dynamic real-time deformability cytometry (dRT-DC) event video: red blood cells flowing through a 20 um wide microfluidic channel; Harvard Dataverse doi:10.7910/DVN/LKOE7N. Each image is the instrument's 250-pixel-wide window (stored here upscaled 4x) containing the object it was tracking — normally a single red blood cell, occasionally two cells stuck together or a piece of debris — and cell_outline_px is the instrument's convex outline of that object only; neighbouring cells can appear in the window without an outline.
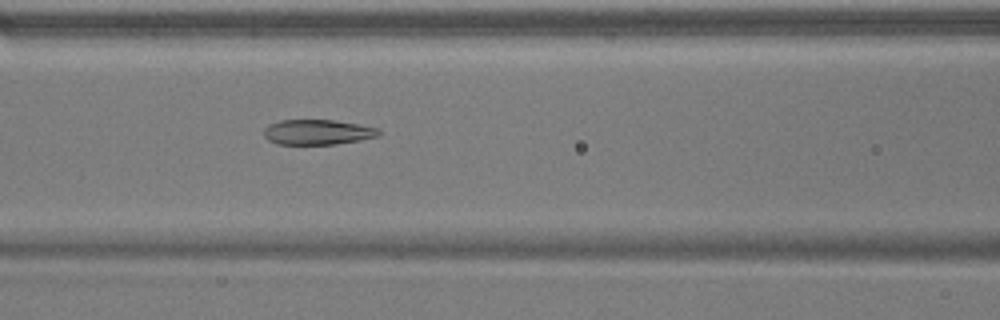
{"species": "common noctule bat (a hibernating species)", "species_latin": "Nyctalus noctula", "temperature_condition": "warm", "stored_images_in_passage": 53, "camera_frame_rate_fps": 3000, "um_per_image_px": 0.085, "animal": {"sex": "male", "body_mass_g": 17.9}, "frame": {"image": 1, "passage_image": 23, "time_ms": 7.333, "image_size_px": [1000, 320], "cell_outline_px": [[380, 132], [376, 136], [360, 140], [332, 144], [276, 144], [268, 140], [264, 136], [264, 128], [268, 124], [280, 120], [332, 120], [360, 124], [380, 128]], "centroid_in_image_um": [26.96, 11.22], "position_along_channel_um": 139.6, "area_um2": 16.82}}
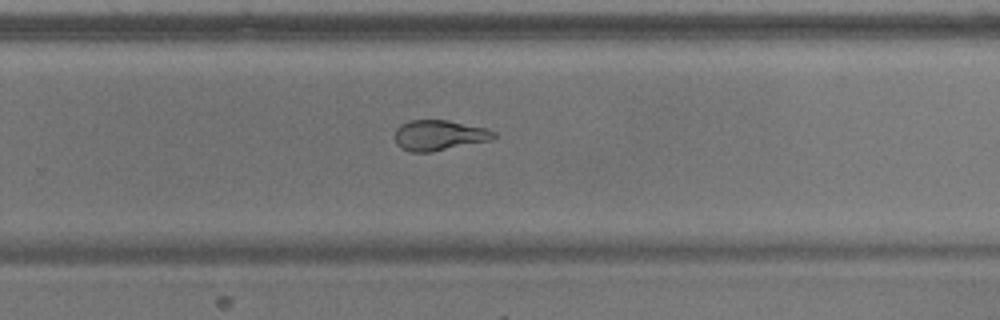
{"frame": {"image": 2, "passage_image": 35, "time_ms": 11.333, "image_size_px": [1000, 320], "cell_outline_px": [[496, 136], [492, 140], [432, 152], [412, 152], [400, 148], [396, 144], [396, 128], [400, 124], [408, 120], [448, 120], [488, 128], [496, 132]], "centroid_in_image_um": [37.34, 11.49], "position_along_channel_um": 292.5, "area_um2": 17.74}}
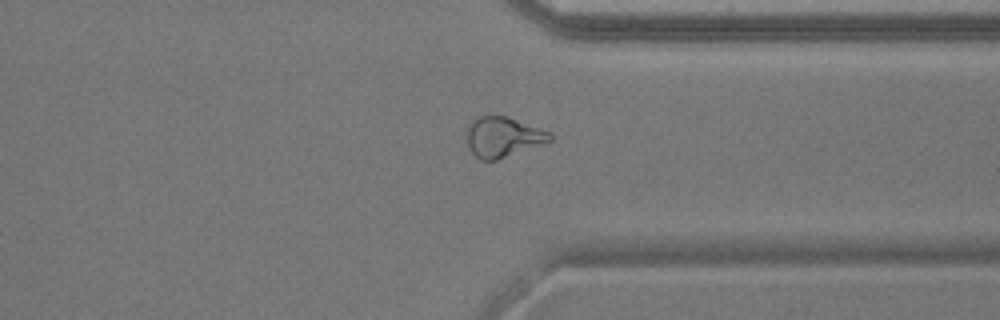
{"frame": {"image": 3, "passage_image": 41, "time_ms": 13.333, "image_size_px": [1000, 320], "cell_outline_px": [[552, 140], [496, 160], [480, 160], [468, 148], [468, 128], [472, 120], [480, 116], [504, 116], [552, 132]], "centroid_in_image_um": [42.75, 11.65], "position_along_channel_um": 368.6, "area_um2": 19.02}, "authors_computed_cell_mechanics": {"area_um2": 20.6924, "velocity_mm_per_s": 3.8374, "shape_relaxation_time_tau1_ms": null, "shape_relaxation_time_tau2_ms": 1.2886, "deformation_change_tau1": null, "deformation_change_tau2": 0.0679}}